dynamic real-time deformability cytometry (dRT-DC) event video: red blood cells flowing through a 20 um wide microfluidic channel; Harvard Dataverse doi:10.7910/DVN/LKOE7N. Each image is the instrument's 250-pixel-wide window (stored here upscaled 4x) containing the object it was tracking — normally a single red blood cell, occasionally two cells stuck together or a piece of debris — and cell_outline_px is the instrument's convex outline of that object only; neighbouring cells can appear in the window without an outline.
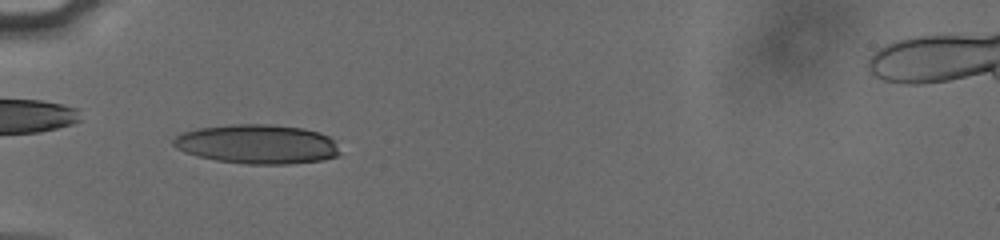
{"species": "human", "species_latin": "Homo sapiens", "temperature_condition": "cold", "stored_images_in_passage": 53, "camera_frame_rate_fps": 3000, "um_per_image_px": 0.085, "donor": {"sex": "male"}, "frame": {"image": 1, "passage_image": 17, "time_ms": 5.333, "image_size_px": [1000, 240], "cell_outline_px": [[340, 152], [336, 156], [324, 160], [288, 164], [244, 164], [216, 160], [184, 152], [176, 148], [172, 144], [172, 140], [176, 136], [184, 132], [196, 128], [232, 124], [272, 124], [304, 128], [320, 132], [328, 136], [332, 140]], "centroid_in_image_um": [21.85, 12.24], "position_along_channel_um": 63.1, "area_um2": 38.21}}
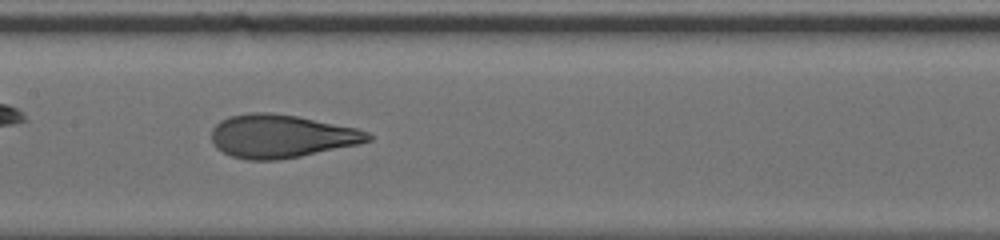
{"frame": {"image": 2, "passage_image": 27, "time_ms": 8.667, "image_size_px": [1000, 240], "cell_outline_px": [[372, 140], [360, 144], [300, 156], [276, 160], [248, 160], [232, 156], [224, 152], [212, 140], [212, 128], [220, 120], [228, 116], [248, 112], [272, 112], [296, 116], [356, 128], [368, 132], [372, 136]], "centroid_in_image_um": [23.91, 11.56], "position_along_channel_um": 183.5, "area_um2": 39.25}}
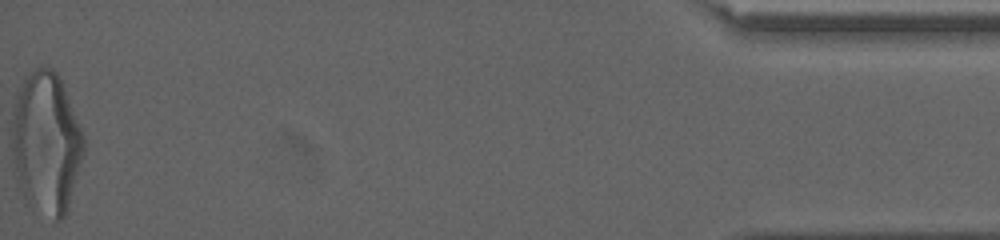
{"frame": {"image": 3, "passage_image": 53, "time_ms": 17.333, "image_size_px": [1000, 240], "cell_outline_px": [[84, 152], [68, 208], [64, 216], [60, 220], [56, 220], [28, 200], [24, 196], [16, 180], [12, 144], [12, 112], [16, 96], [24, 76], [40, 64], [52, 68], [60, 76], [84, 136]], "centroid_in_image_um": [3.92, 12.05], "position_along_channel_um": 431.3, "area_um2": 59.01}, "authors_computed_cell_mechanics": {"area_um2": 38.726, "velocity_mm_per_s": 3.8313, "shape_relaxation_time_tau1_ms": 3.9387, "shape_relaxation_time_tau2_ms": 0.836, "deformation_change_tau1": 0.1912, "deformation_change_tau2": 0.087}}